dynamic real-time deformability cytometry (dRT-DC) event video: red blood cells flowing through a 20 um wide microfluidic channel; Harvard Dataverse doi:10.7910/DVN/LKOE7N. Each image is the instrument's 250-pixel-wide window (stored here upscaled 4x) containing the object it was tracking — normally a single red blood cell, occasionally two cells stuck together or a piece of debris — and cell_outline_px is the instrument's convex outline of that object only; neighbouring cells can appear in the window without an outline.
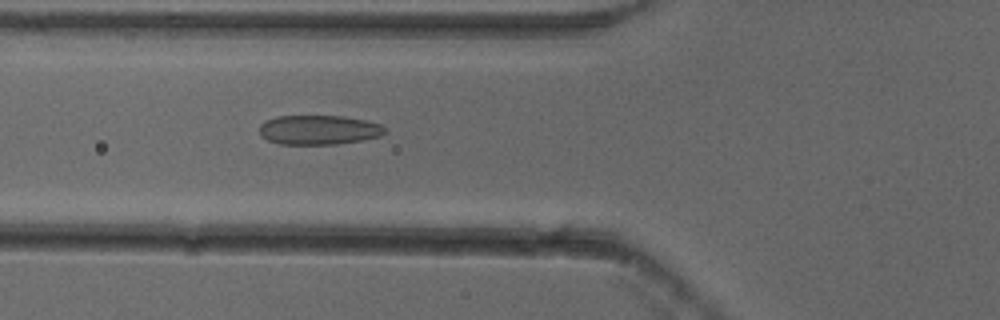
{"species": "common noctule bat (a hibernating species)", "species_latin": "Nyctalus noctula", "temperature_condition": "cold", "stored_images_in_passage": 53, "camera_frame_rate_fps": 3000, "um_per_image_px": 0.085, "animal": {"sex": "female"}, "frame": {"image": 1, "passage_image": 20, "time_ms": 6.333, "image_size_px": [1000, 320], "cell_outline_px": [[384, 132], [380, 136], [360, 140], [336, 144], [280, 144], [268, 140], [260, 132], [260, 124], [264, 120], [276, 116], [344, 116], [364, 120], [380, 124], [384, 128]], "centroid_in_image_um": [27.06, 11.03], "position_along_channel_um": 98.7, "area_um2": 21.33}}
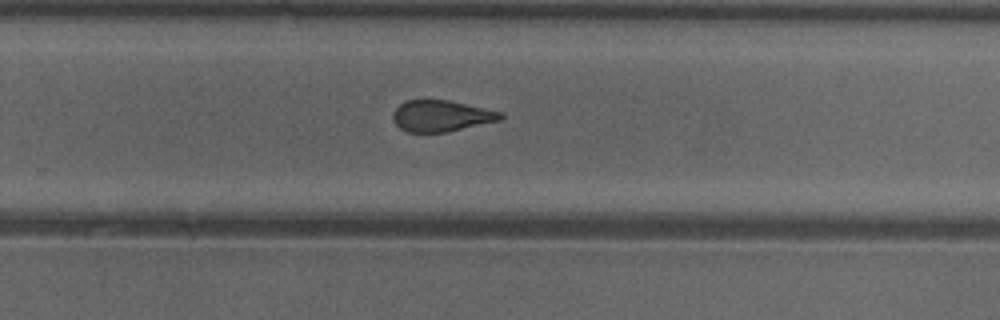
{"frame": {"image": 2, "passage_image": 35, "time_ms": 11.333, "image_size_px": [1000, 320], "cell_outline_px": [[504, 116], [500, 120], [448, 132], [408, 132], [400, 128], [392, 120], [392, 112], [404, 100], [448, 100], [504, 112]], "centroid_in_image_um": [37.5, 9.85], "position_along_channel_um": 292.3, "area_um2": 19.71}}
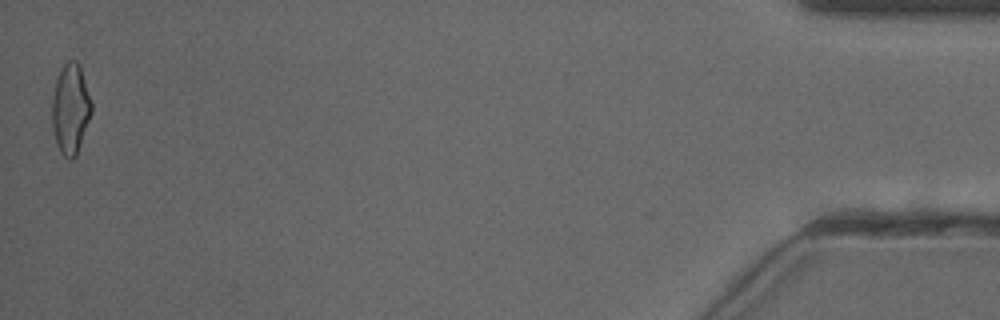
{"frame": {"image": 3, "passage_image": 53, "time_ms": 17.333, "image_size_px": [1000, 320], "cell_outline_px": [[92, 112], [76, 156], [72, 160], [64, 156], [60, 152], [56, 144], [52, 128], [52, 100], [56, 80], [64, 64], [68, 60], [76, 60], [80, 64], [92, 100]], "centroid_in_image_um": [6.01, 9.25], "position_along_channel_um": 429.2, "area_um2": 20.92}, "authors_computed_cell_mechanics": {"area_um2": 21.097, "velocity_mm_per_s": 3.868, "shape_relaxation_time_tau1_ms": 9.644, "shape_relaxation_time_tau2_ms": 1.2701, "deformation_change_tau1": 0.1829, "deformation_change_tau2": 0.0868}}